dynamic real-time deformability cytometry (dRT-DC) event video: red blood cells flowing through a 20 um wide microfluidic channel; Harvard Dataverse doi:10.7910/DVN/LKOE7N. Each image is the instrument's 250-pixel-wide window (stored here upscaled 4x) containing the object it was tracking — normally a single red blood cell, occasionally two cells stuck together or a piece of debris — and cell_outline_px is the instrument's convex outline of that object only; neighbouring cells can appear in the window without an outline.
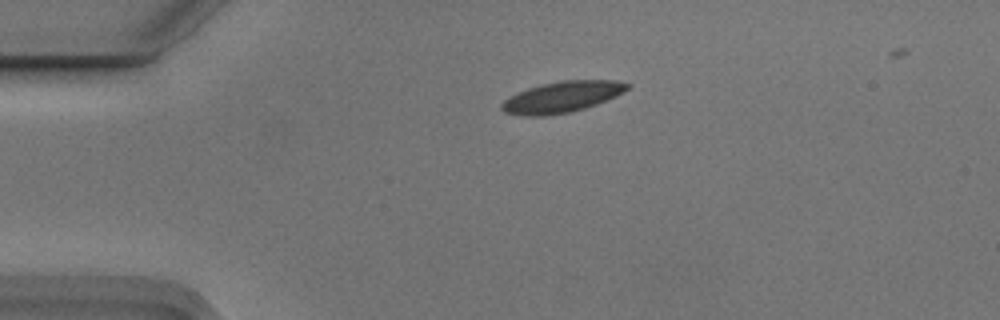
{"species": "Egyptian fruit bat (a non-hibernating species)", "species_latin": "Rousettus aegyptiacus", "temperature_condition": "cold", "stored_images_in_passage": 3, "camera_frame_rate_fps": 3000, "um_per_image_px": 0.085, "animal": {"sex": "male"}, "frame": {"image": 1, "passage_image": 1, "time_ms": 0.0, "image_size_px": [1000, 320], "cell_outline_px": [[628, 88], [624, 92], [616, 96], [596, 104], [584, 108], [568, 112], [544, 116], [528, 116], [504, 112], [500, 108], [500, 104], [508, 96], [528, 88], [540, 84], [560, 80], [612, 80], [628, 84]], "centroid_in_image_um": [47.71, 8.24], "position_along_channel_um": 37.3, "area_um2": 22.6}}